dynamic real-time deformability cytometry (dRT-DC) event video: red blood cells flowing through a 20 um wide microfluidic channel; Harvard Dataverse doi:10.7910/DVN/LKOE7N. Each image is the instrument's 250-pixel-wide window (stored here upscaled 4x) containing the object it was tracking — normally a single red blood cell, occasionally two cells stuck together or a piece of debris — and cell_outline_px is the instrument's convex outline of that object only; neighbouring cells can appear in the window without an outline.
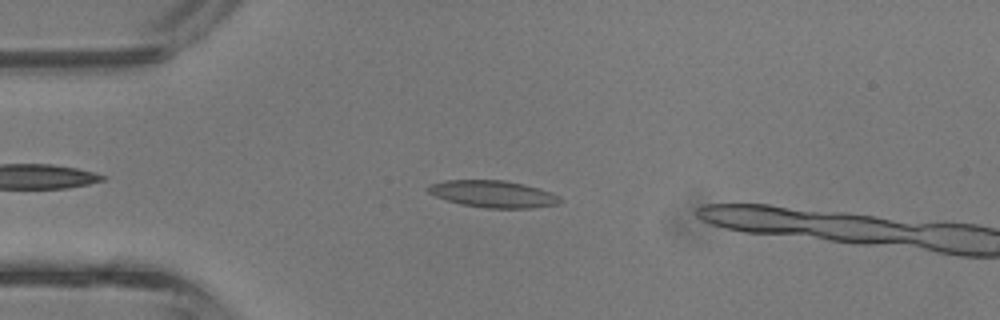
{"species": "common noctule bat (a hibernating species)", "species_latin": "Nyctalus noctula", "temperature_condition": "room temperature", "stored_images_in_passage": 32, "camera_frame_rate_fps": 3000, "um_per_image_px": 0.085, "animal": {"sex": "male", "body_mass_g": 13.3}, "frame": {"image": 1, "passage_image": 5, "time_ms": 1.333, "image_size_px": [1000, 320], "cell_outline_px": [[564, 200], [556, 204], [532, 208], [488, 208], [460, 204], [436, 196], [428, 192], [424, 188], [428, 184], [444, 180], [504, 180], [524, 184], [540, 188]], "centroid_in_image_um": [41.86, 16.48], "position_along_channel_um": 43.1, "area_um2": 20.69}}
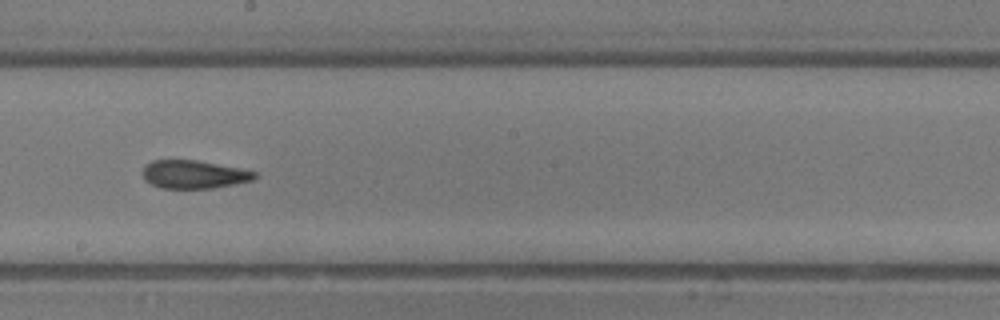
{"frame": {"image": 2, "passage_image": 18, "time_ms": 5.667, "image_size_px": [1000, 320], "cell_outline_px": [[260, 176], [252, 180], [216, 188], [160, 188], [144, 180], [144, 164], [152, 160], [196, 160], [240, 168], [256, 172]], "centroid_in_image_um": [16.5, 14.82], "position_along_channel_um": 231.7, "area_um2": 18.44}}
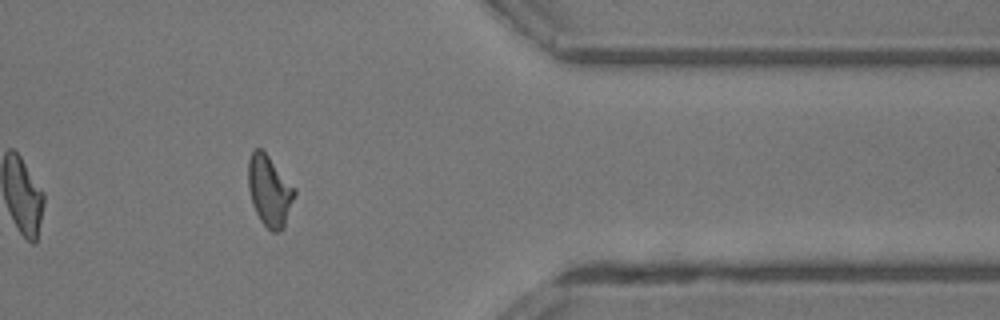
{"frame": {"image": 3, "passage_image": 29, "time_ms": 9.333, "image_size_px": [1000, 320], "cell_outline_px": [[296, 192], [284, 228], [280, 232], [272, 232], [260, 220], [252, 204], [248, 188], [248, 160], [252, 152], [256, 148], [260, 148], [268, 156], [296, 188]], "centroid_in_image_um": [22.91, 16.24], "position_along_channel_um": 388.5, "area_um2": 19.07}, "authors_computed_cell_mechanics": {"area_um2": 19.1896, "velocity_mm_per_s": 4.8355, "shape_relaxation_time_tau1_ms": 7.131, "shape_relaxation_time_tau2_ms": 1.4603, "deformation_change_tau1": 0.2219, "deformation_change_tau2": 0.0928}}